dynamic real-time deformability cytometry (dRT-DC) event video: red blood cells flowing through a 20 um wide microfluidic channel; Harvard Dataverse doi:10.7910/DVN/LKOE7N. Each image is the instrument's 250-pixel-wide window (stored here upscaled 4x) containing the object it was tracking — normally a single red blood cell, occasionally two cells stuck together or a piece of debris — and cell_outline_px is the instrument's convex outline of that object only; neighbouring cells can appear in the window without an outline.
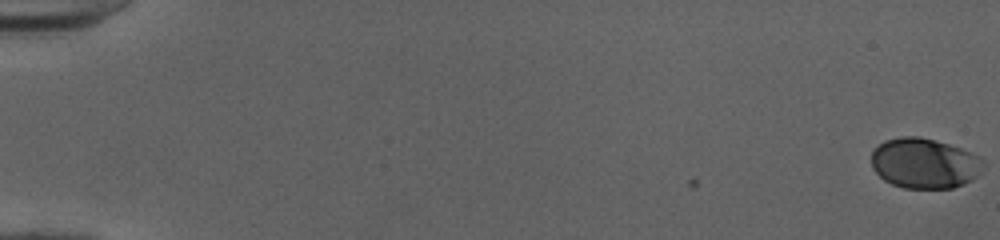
{"species": "human", "species_latin": "Homo sapiens", "temperature_condition": "cold", "stored_images_in_passage": 53, "camera_frame_rate_fps": 3000, "um_per_image_px": 0.085, "donor": {"sex": "female"}, "frame": {"image": 1, "passage_image": 1, "time_ms": 0.0, "image_size_px": [1000, 240], "cell_outline_px": [[984, 164], [976, 176], [972, 180], [964, 184], [952, 188], [904, 188], [892, 184], [884, 180], [872, 168], [872, 148], [884, 140], [900, 136], [920, 136], [948, 144], [960, 148], [980, 156], [984, 160]], "centroid_in_image_um": [78.55, 13.87], "position_along_channel_um": 6.4, "area_um2": 32.95}}
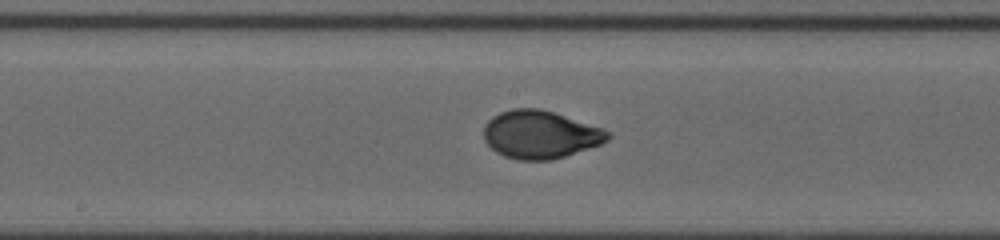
{"frame": {"image": 2, "passage_image": 30, "time_ms": 9.667, "image_size_px": [1000, 240], "cell_outline_px": [[612, 136], [608, 140], [600, 144], [552, 160], [520, 160], [504, 156], [496, 152], [484, 140], [484, 124], [492, 116], [500, 112], [512, 108], [540, 108], [604, 128], [612, 132]], "centroid_in_image_um": [45.92, 11.42], "position_along_channel_um": 202.3, "area_um2": 34.74}}
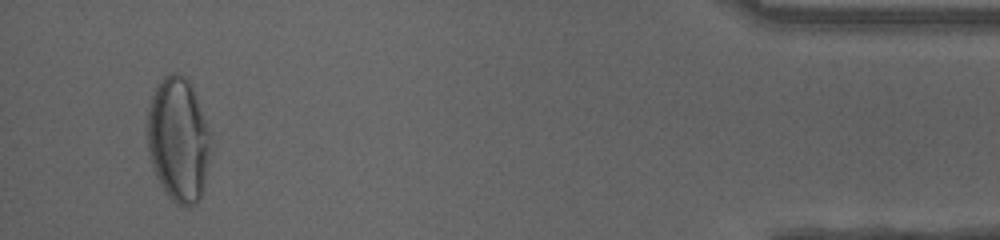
{"frame": {"image": 3, "passage_image": 51, "time_ms": 16.667, "image_size_px": [1000, 240], "cell_outline_px": [[212, 132], [204, 188], [200, 200], [188, 208], [176, 204], [168, 196], [160, 184], [152, 168], [148, 148], [144, 124], [152, 96], [160, 80], [164, 76], [172, 72], [176, 72], [184, 76], [188, 80], [192, 88]], "centroid_in_image_um": [15.15, 11.88], "position_along_channel_um": 420.1, "area_um2": 46.7}, "authors_computed_cell_mechanics": {"area_um2": 33.9864, "velocity_mm_per_s": 4.021, "shape_relaxation_time_tau1_ms": 3.7224, "shape_relaxation_time_tau2_ms": null, "deformation_change_tau1": 0.1711, "deformation_change_tau2": null}}